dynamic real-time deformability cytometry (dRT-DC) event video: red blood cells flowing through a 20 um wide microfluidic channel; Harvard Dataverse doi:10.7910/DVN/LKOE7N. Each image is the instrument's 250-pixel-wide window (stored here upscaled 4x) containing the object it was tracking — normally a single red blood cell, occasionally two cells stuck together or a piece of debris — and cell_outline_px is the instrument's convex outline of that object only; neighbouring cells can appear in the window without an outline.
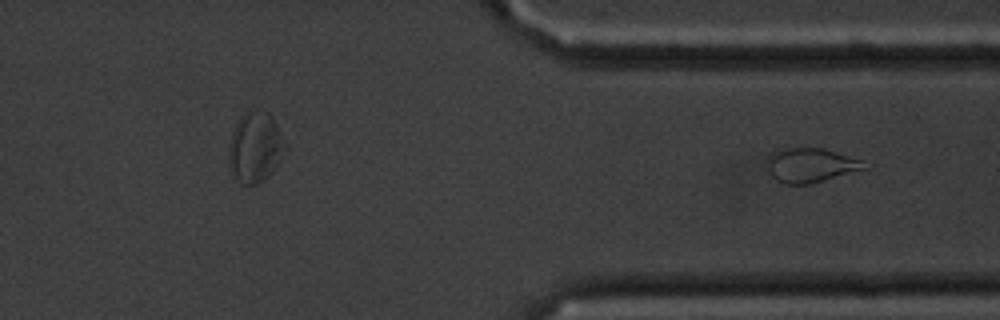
{"species": "common noctule bat (a hibernating species)", "species_latin": "Nyctalus noctula", "temperature_condition": "cold", "stored_images_in_passage": 42, "segment_of_instrument_passage": [2, 2], "camera_frame_rate_fps": 3000, "um_per_image_px": 0.085, "animal": {"sex": "male", "body_mass_g": 20.1, "forearm_length_mm": 53.5}, "frame": {"image": 1, "passage_image": 42, "time_ms": 13.667, "image_size_px": [1000, 320], "cell_outline_px": [[872, 168], [812, 184], [784, 184], [776, 180], [772, 176], [764, 164], [768, 156], [776, 148], [820, 148], [864, 160], [872, 164]], "centroid_in_image_um": [68.96, 14.05], "position_along_channel_um": 342.4, "area_um2": 20.23}}